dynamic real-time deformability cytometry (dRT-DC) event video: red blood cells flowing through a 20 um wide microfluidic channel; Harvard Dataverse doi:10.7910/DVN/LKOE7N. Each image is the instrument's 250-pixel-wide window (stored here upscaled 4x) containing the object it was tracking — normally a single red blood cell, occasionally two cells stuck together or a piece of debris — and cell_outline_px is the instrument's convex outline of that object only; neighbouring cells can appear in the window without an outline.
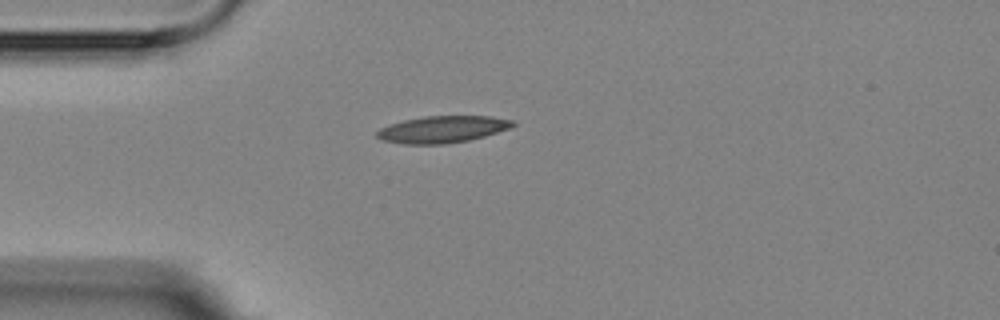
{"species": "Egyptian fruit bat (a non-hibernating species)", "species_latin": "Rousettus aegyptiacus", "temperature_condition": "room temperature", "stored_images_in_passage": 1, "camera_frame_rate_fps": 3000, "um_per_image_px": 0.085, "animal": {"sex": "female"}, "frame": {"image": 1, "passage_image": 1, "time_ms": 0.0, "image_size_px": [1000, 320], "cell_outline_px": [[516, 124], [508, 128], [484, 136], [468, 140], [444, 144], [404, 144], [380, 140], [376, 136], [376, 132], [380, 128], [388, 124], [404, 120], [424, 116], [492, 116], [516, 120]], "centroid_in_image_um": [37.58, 10.99], "position_along_channel_um": 47.4, "area_um2": 21.33}}